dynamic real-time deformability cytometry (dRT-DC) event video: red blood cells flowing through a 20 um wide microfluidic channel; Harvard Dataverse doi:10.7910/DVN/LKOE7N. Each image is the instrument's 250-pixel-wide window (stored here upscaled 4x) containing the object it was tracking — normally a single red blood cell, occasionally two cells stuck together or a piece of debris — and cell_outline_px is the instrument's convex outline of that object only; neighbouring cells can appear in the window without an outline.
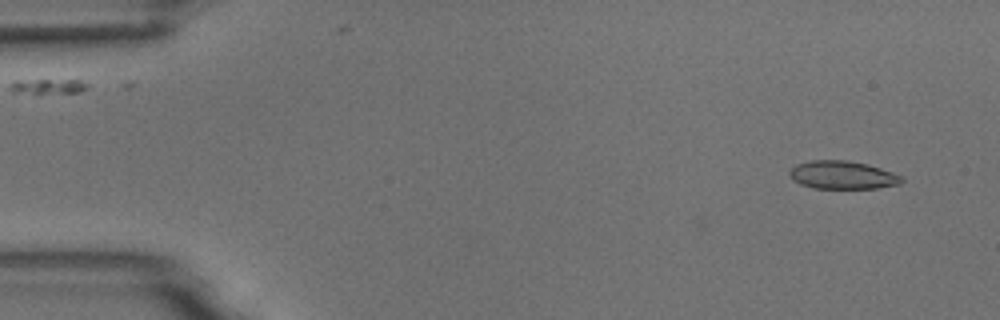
{"species": "common noctule bat (a hibernating species)", "species_latin": "Nyctalus noctula", "temperature_condition": "room temperature", "stored_images_in_passage": 6, "camera_frame_rate_fps": 3000, "um_per_image_px": 0.085, "animal": {"sex": "male", "body_mass_g": 18.8}, "frame": {"image": 1, "passage_image": 1, "time_ms": 0.0, "image_size_px": [1000, 320], "cell_outline_px": [[904, 180], [900, 184], [876, 188], [812, 188], [800, 184], [788, 172], [796, 164], [812, 160], [848, 160], [868, 164], [892, 172], [900, 176]], "centroid_in_image_um": [71.63, 14.87], "position_along_channel_um": 13.4, "area_um2": 18.21}}
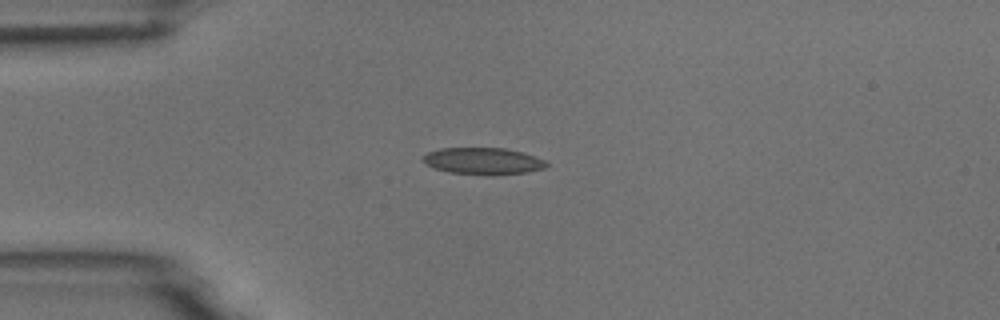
{"frame": {"image": 2, "passage_image": 4, "time_ms": 3.333, "image_size_px": [1000, 320], "cell_outline_px": [[548, 164], [544, 168], [528, 172], [492, 176], [448, 172], [432, 168], [424, 164], [420, 160], [428, 152], [440, 148], [504, 148], [520, 152], [544, 160]], "centroid_in_image_um": [40.99, 13.71], "position_along_channel_um": 44.0, "area_um2": 19.42}}